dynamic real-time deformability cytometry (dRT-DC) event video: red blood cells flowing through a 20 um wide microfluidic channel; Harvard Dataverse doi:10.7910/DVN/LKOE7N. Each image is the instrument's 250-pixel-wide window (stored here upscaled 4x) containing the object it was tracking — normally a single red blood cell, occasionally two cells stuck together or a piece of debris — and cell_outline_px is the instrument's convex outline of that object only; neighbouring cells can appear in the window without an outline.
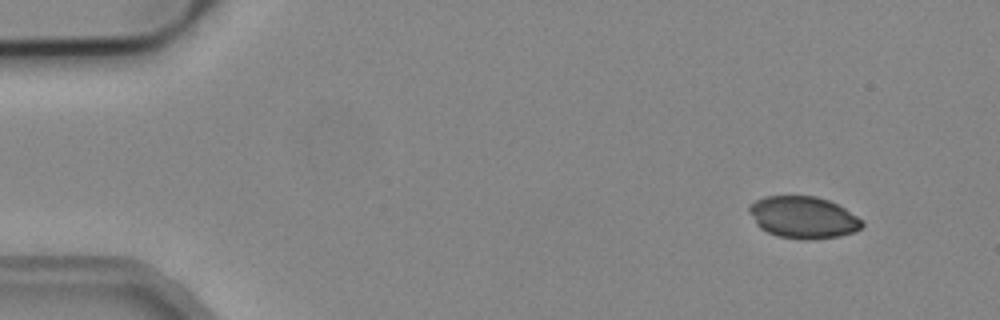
{"species": "common noctule bat (a hibernating species)", "species_latin": "Nyctalus noctula", "temperature_condition": "cold", "stored_images_in_passage": 4, "camera_frame_rate_fps": 3000, "um_per_image_px": 0.085, "animal": {"sex": "male", "body_mass_g": 19.2, "forearm_length_mm": 51.8}, "frame": {"image": 1, "passage_image": 1, "time_ms": 0.0, "image_size_px": [1000, 320], "cell_outline_px": [[864, 224], [860, 228], [852, 232], [840, 236], [808, 240], [804, 240], [776, 236], [760, 228], [756, 224], [748, 212], [748, 204], [764, 196], [816, 196], [828, 200], [844, 208], [864, 220]], "centroid_in_image_um": [68.25, 18.48], "position_along_channel_um": 16.8, "area_um2": 27.74}}
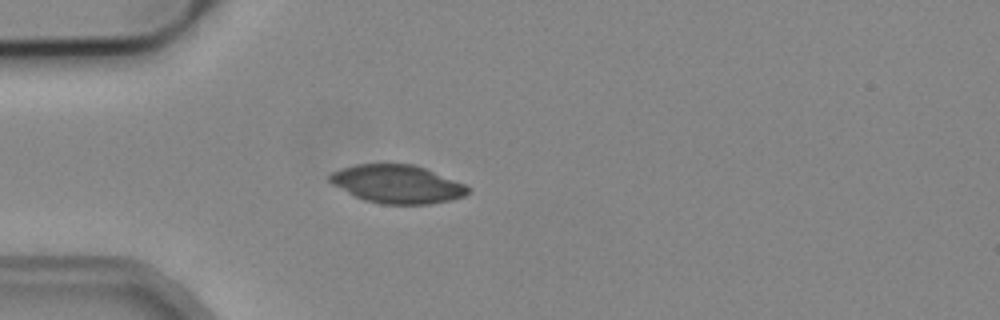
{"frame": {"image": 2, "passage_image": 4, "time_ms": 1.0, "image_size_px": [1000, 320], "cell_outline_px": [[472, 188], [464, 196], [452, 200], [428, 204], [380, 204], [364, 200], [332, 184], [328, 180], [328, 176], [332, 172], [356, 164], [412, 164], [424, 168], [464, 184]], "centroid_in_image_um": [33.77, 15.65], "position_along_channel_um": 51.2, "area_um2": 30.52}}